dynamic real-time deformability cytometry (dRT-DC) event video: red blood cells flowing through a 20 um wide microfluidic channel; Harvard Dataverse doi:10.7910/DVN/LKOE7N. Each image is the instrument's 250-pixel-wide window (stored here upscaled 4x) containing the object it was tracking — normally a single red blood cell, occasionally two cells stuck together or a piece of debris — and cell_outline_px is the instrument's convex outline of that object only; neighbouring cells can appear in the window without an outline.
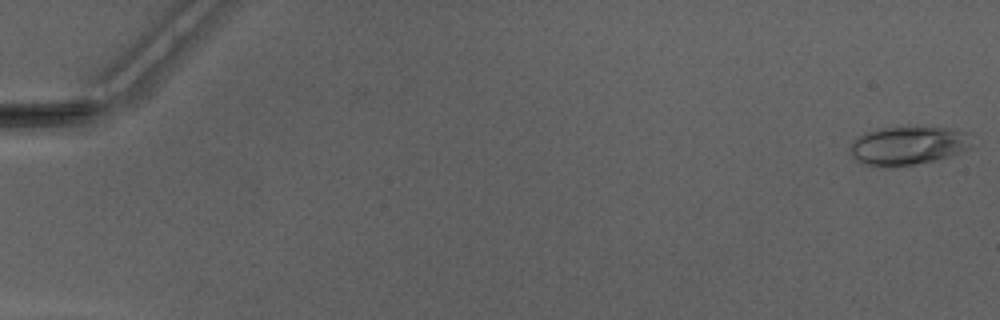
{"species": "Egyptian fruit bat (a non-hibernating species)", "species_latin": "Rousettus aegyptiacus", "temperature_condition": "warm", "stored_images_in_passage": 48, "camera_frame_rate_fps": 3000, "um_per_image_px": 0.085, "animal": {"sex": "male"}, "frame": {"image": 1, "passage_image": 1, "time_ms": 0.0, "image_size_px": [1000, 320], "cell_outline_px": [[972, 148], [936, 160], [916, 164], [864, 164], [856, 160], [852, 156], [852, 140], [864, 132], [880, 128], [944, 128], [968, 132]], "centroid_in_image_um": [77.21, 12.35], "position_along_channel_um": 7.8, "area_um2": 26.41}}
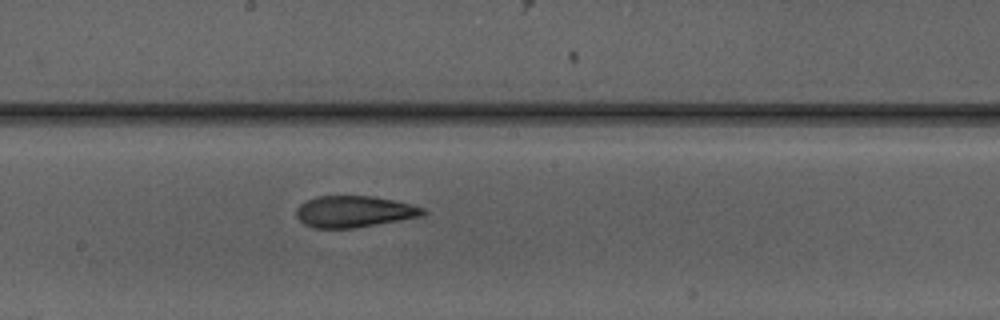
{"frame": {"image": 2, "passage_image": 29, "time_ms": 9.333, "image_size_px": [1000, 320], "cell_outline_px": [[428, 212], [424, 216], [356, 228], [312, 228], [304, 224], [296, 216], [296, 208], [300, 204], [316, 196], [372, 196], [392, 200], [424, 208]], "centroid_in_image_um": [30.1, 17.99], "position_along_channel_um": 218.1, "area_um2": 23.29}}
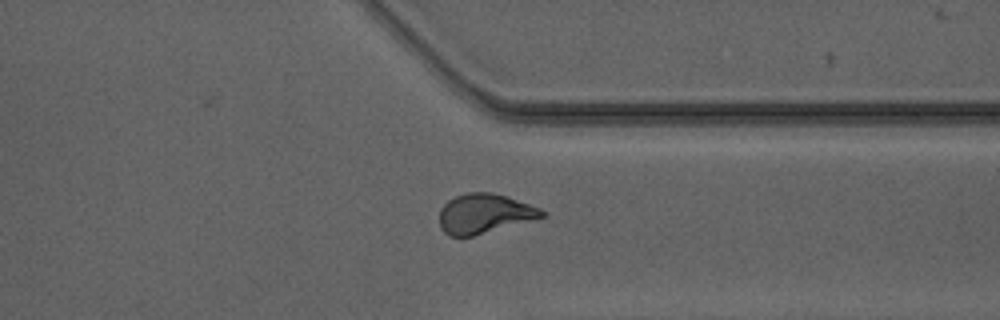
{"frame": {"image": 3, "passage_image": 40, "time_ms": 13.0, "image_size_px": [1000, 320], "cell_outline_px": [[548, 216], [472, 236], [448, 236], [440, 228], [440, 208], [448, 200], [456, 196], [468, 192], [492, 192], [540, 208], [548, 212]], "centroid_in_image_um": [41.18, 18.16], "position_along_channel_um": 370.2, "area_um2": 23.58}}